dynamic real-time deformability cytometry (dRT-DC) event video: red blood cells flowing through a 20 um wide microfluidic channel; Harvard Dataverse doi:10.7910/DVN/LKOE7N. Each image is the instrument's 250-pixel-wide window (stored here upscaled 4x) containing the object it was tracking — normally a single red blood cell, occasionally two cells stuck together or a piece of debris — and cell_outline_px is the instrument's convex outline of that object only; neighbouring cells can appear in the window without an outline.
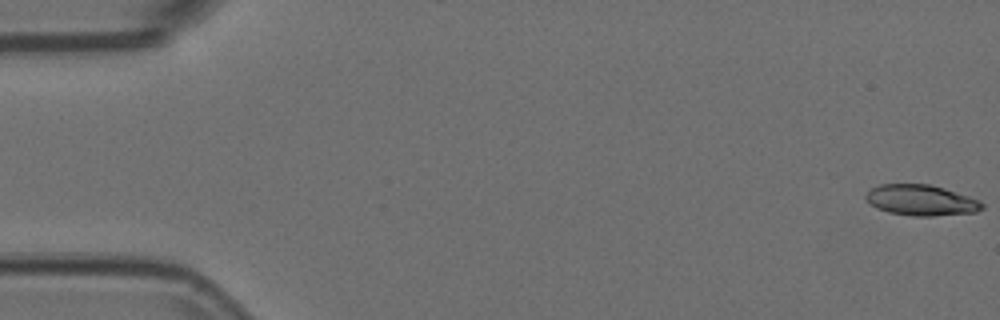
{"species": "Egyptian fruit bat (a non-hibernating species)", "species_latin": "Rousettus aegyptiacus", "temperature_condition": "room temperature", "stored_images_in_passage": 32, "camera_frame_rate_fps": 3000, "um_per_image_px": 0.085, "animal": {"sex": "female"}, "frame": {"image": 1, "passage_image": 1, "time_ms": 0.0, "image_size_px": [1000, 320], "cell_outline_px": [[984, 208], [976, 212], [932, 216], [912, 216], [888, 212], [876, 208], [864, 196], [872, 188], [880, 184], [928, 184], [944, 188], [980, 200], [984, 204]], "centroid_in_image_um": [78.32, 17.02], "position_along_channel_um": 6.7, "area_um2": 20.75}}
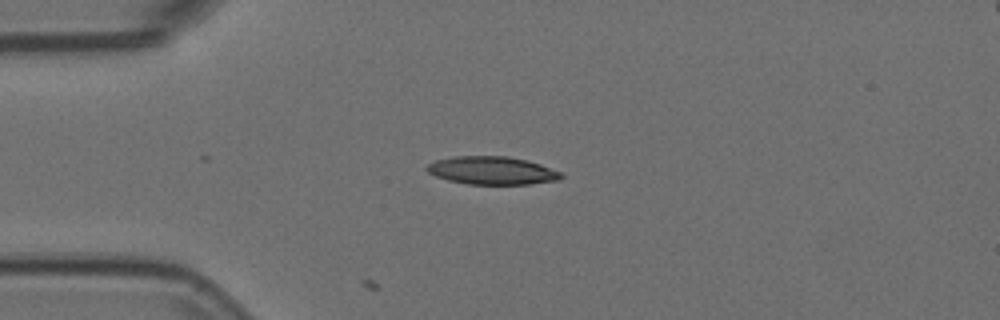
{"frame": {"image": 2, "passage_image": 14, "time_ms": 4.333, "image_size_px": [1000, 320], "cell_outline_px": [[564, 176], [556, 180], [528, 184], [468, 184], [448, 180], [436, 176], [428, 172], [424, 168], [428, 164], [436, 160], [452, 156], [508, 156], [528, 160], [564, 172]], "centroid_in_image_um": [41.83, 14.48], "position_along_channel_um": 43.2, "area_um2": 22.02}}